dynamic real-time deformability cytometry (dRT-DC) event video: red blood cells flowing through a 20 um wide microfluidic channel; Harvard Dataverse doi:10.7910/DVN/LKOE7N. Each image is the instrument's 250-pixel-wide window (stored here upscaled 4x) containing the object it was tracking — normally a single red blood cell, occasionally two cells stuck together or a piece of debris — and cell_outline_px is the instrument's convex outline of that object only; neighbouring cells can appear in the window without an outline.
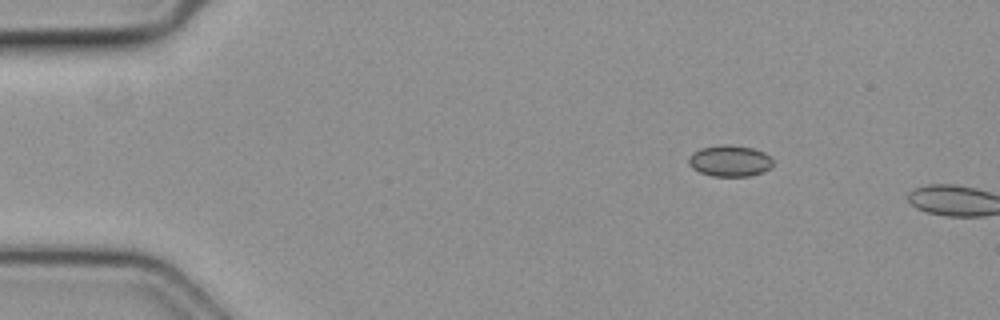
{"species": "common noctule bat (a hibernating species)", "species_latin": "Nyctalus noctula", "temperature_condition": "cold", "stored_images_in_passage": 7, "camera_frame_rate_fps": 3000, "um_per_image_px": 0.085, "animal": {"sex": "female", "body_mass_g": 19.3, "forearm_length_mm": 54.1}, "frame": {"image": 1, "passage_image": 5, "time_ms": 1.333, "image_size_px": [1000, 320], "cell_outline_px": [[772, 168], [764, 172], [748, 176], [712, 176], [700, 172], [692, 168], [688, 164], [688, 160], [692, 152], [700, 148], [720, 144], [724, 144], [752, 148], [764, 152], [772, 160]], "centroid_in_image_um": [62.02, 13.67], "position_along_channel_um": 23.0, "area_um2": 15.43}}